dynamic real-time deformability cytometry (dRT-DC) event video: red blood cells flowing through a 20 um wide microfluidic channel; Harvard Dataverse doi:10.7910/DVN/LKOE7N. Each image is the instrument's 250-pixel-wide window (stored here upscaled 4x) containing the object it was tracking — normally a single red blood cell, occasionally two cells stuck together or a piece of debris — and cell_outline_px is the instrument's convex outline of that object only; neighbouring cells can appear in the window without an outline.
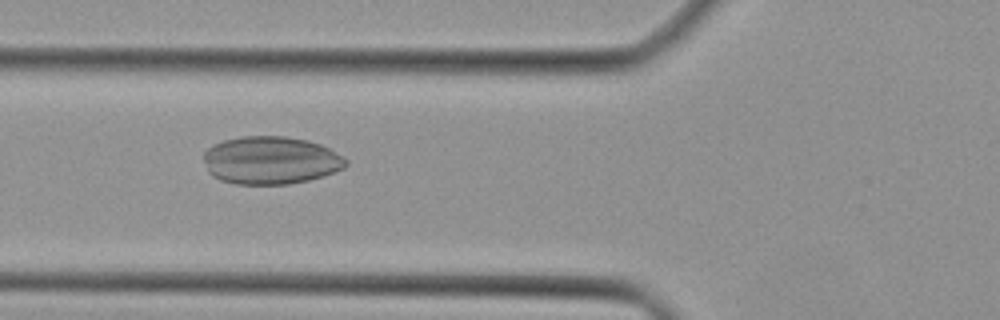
{"species": "Egyptian fruit bat (a non-hibernating species)", "species_latin": "Rousettus aegyptiacus", "temperature_condition": "cold", "stored_images_in_passage": 35, "camera_frame_rate_fps": 3000, "um_per_image_px": 0.085, "animal": {"sex": "female"}, "frame": {"image": 1, "passage_image": 8, "time_ms": 2.333, "image_size_px": [1000, 320], "cell_outline_px": [[348, 164], [344, 168], [308, 180], [288, 184], [236, 184], [220, 180], [212, 176], [208, 172], [204, 160], [204, 152], [208, 148], [224, 140], [240, 136], [284, 136], [308, 140], [320, 144], [344, 156], [348, 160]], "centroid_in_image_um": [23.01, 13.62], "position_along_channel_um": 102.8, "area_um2": 39.65}}
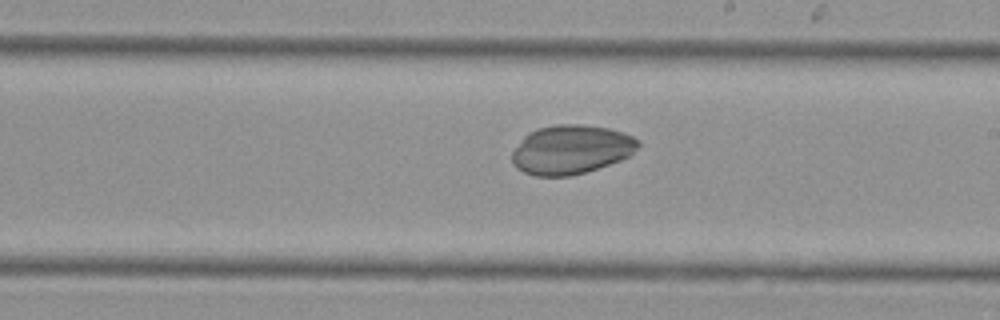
{"frame": {"image": 2, "passage_image": 17, "time_ms": 5.333, "image_size_px": [1000, 320], "cell_outline_px": [[640, 144], [628, 156], [620, 160], [584, 172], [568, 176], [536, 176], [524, 172], [516, 168], [512, 164], [512, 152], [524, 136], [528, 132], [536, 128], [556, 124], [580, 124], [608, 128], [624, 132], [640, 140]], "centroid_in_image_um": [48.51, 12.7], "position_along_channel_um": 240.5, "area_um2": 36.01}}
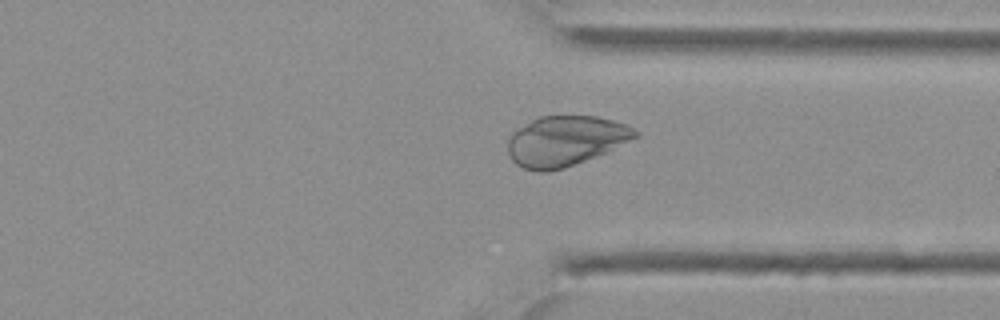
{"frame": {"image": 3, "passage_image": 25, "time_ms": 8.0, "image_size_px": [1000, 320], "cell_outline_px": [[640, 136], [604, 152], [564, 168], [548, 172], [536, 172], [524, 168], [516, 164], [512, 160], [508, 152], [508, 136], [512, 132], [532, 120], [540, 116], [596, 116], [612, 120], [624, 124], [640, 132]], "centroid_in_image_um": [48.03, 11.98], "position_along_channel_um": 363.4, "area_um2": 36.93}}